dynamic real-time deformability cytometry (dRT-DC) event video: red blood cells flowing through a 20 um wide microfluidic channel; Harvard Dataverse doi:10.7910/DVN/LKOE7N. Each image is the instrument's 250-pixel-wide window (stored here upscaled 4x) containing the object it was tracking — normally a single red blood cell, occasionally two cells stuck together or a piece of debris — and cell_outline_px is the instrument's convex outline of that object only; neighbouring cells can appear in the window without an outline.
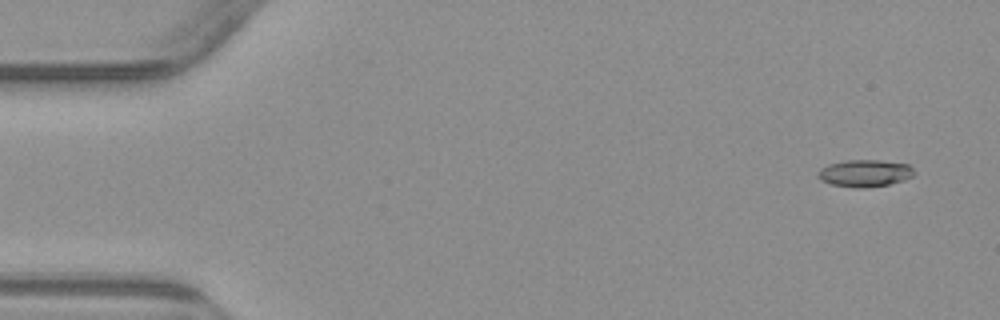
{"species": "common noctule bat (a hibernating species)", "species_latin": "Nyctalus noctula", "temperature_condition": "warm", "stored_images_in_passage": 4, "camera_frame_rate_fps": 3000, "um_per_image_px": 0.085, "animal": {"sex": "male", "body_mass_g": 23.1, "forearm_length_mm": 52.7}, "frame": {"image": 1, "passage_image": 1, "time_ms": 0.0, "image_size_px": [1000, 320], "cell_outline_px": [[916, 172], [912, 176], [904, 180], [888, 184], [864, 188], [856, 188], [832, 184], [820, 180], [816, 176], [816, 172], [820, 168], [828, 164], [844, 160], [880, 160], [908, 164]], "centroid_in_image_um": [73.47, 14.71], "position_along_channel_um": 11.5, "area_um2": 15.32}}
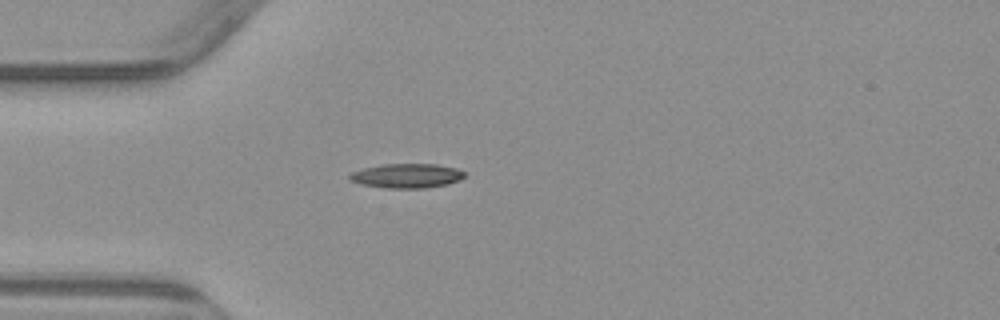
{"frame": {"image": 2, "passage_image": 4, "time_ms": 4.0, "image_size_px": [1000, 320], "cell_outline_px": [[464, 176], [460, 180], [448, 184], [424, 188], [384, 188], [360, 184], [348, 180], [348, 176], [352, 172], [364, 168], [380, 164], [436, 164], [456, 168], [464, 172]], "centroid_in_image_um": [34.54, 14.94], "position_along_channel_um": 50.5, "area_um2": 16.42}}